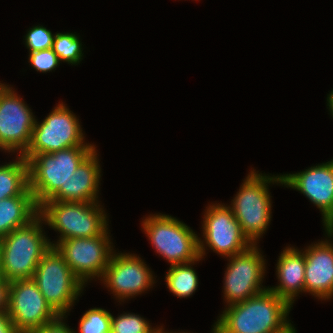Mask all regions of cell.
Segmentation results:
<instances>
[{
    "label": "cell",
    "instance_id": "e0dca14e",
    "mask_svg": "<svg viewBox=\"0 0 333 333\" xmlns=\"http://www.w3.org/2000/svg\"><path fill=\"white\" fill-rule=\"evenodd\" d=\"M100 167L95 149L79 164L66 183V189H59L47 201L95 202Z\"/></svg>",
    "mask_w": 333,
    "mask_h": 333
},
{
    "label": "cell",
    "instance_id": "7c38bea8",
    "mask_svg": "<svg viewBox=\"0 0 333 333\" xmlns=\"http://www.w3.org/2000/svg\"><path fill=\"white\" fill-rule=\"evenodd\" d=\"M262 258L256 244L231 257L224 279V296L229 305L243 302L266 290L260 287L265 268Z\"/></svg>",
    "mask_w": 333,
    "mask_h": 333
},
{
    "label": "cell",
    "instance_id": "8fae6325",
    "mask_svg": "<svg viewBox=\"0 0 333 333\" xmlns=\"http://www.w3.org/2000/svg\"><path fill=\"white\" fill-rule=\"evenodd\" d=\"M35 121L28 106L11 88L0 83V148L21 149L22 156L30 145Z\"/></svg>",
    "mask_w": 333,
    "mask_h": 333
},
{
    "label": "cell",
    "instance_id": "2e32d148",
    "mask_svg": "<svg viewBox=\"0 0 333 333\" xmlns=\"http://www.w3.org/2000/svg\"><path fill=\"white\" fill-rule=\"evenodd\" d=\"M333 244L320 242L306 249L304 292L328 299L333 295Z\"/></svg>",
    "mask_w": 333,
    "mask_h": 333
},
{
    "label": "cell",
    "instance_id": "6da1fadb",
    "mask_svg": "<svg viewBox=\"0 0 333 333\" xmlns=\"http://www.w3.org/2000/svg\"><path fill=\"white\" fill-rule=\"evenodd\" d=\"M291 305L269 287L243 302L229 305L217 323L228 333H280L289 324Z\"/></svg>",
    "mask_w": 333,
    "mask_h": 333
},
{
    "label": "cell",
    "instance_id": "52a82bcc",
    "mask_svg": "<svg viewBox=\"0 0 333 333\" xmlns=\"http://www.w3.org/2000/svg\"><path fill=\"white\" fill-rule=\"evenodd\" d=\"M32 279L46 301L59 315L63 316L84 285L74 275L63 256L52 246L42 256Z\"/></svg>",
    "mask_w": 333,
    "mask_h": 333
},
{
    "label": "cell",
    "instance_id": "7a4b0ae2",
    "mask_svg": "<svg viewBox=\"0 0 333 333\" xmlns=\"http://www.w3.org/2000/svg\"><path fill=\"white\" fill-rule=\"evenodd\" d=\"M41 220L38 215L0 239V275L8 283L33 278L39 261L50 249L52 243L42 234Z\"/></svg>",
    "mask_w": 333,
    "mask_h": 333
},
{
    "label": "cell",
    "instance_id": "277c9868",
    "mask_svg": "<svg viewBox=\"0 0 333 333\" xmlns=\"http://www.w3.org/2000/svg\"><path fill=\"white\" fill-rule=\"evenodd\" d=\"M97 202L45 201L39 206L42 220L61 233L60 240L91 238L107 228L106 215Z\"/></svg>",
    "mask_w": 333,
    "mask_h": 333
},
{
    "label": "cell",
    "instance_id": "484cf974",
    "mask_svg": "<svg viewBox=\"0 0 333 333\" xmlns=\"http://www.w3.org/2000/svg\"><path fill=\"white\" fill-rule=\"evenodd\" d=\"M29 62L40 72L54 70L59 64L58 56L53 52L52 48L30 52Z\"/></svg>",
    "mask_w": 333,
    "mask_h": 333
},
{
    "label": "cell",
    "instance_id": "d6986e66",
    "mask_svg": "<svg viewBox=\"0 0 333 333\" xmlns=\"http://www.w3.org/2000/svg\"><path fill=\"white\" fill-rule=\"evenodd\" d=\"M39 215L34 195H19L0 200V239L16 228L28 225Z\"/></svg>",
    "mask_w": 333,
    "mask_h": 333
},
{
    "label": "cell",
    "instance_id": "4fadbf2b",
    "mask_svg": "<svg viewBox=\"0 0 333 333\" xmlns=\"http://www.w3.org/2000/svg\"><path fill=\"white\" fill-rule=\"evenodd\" d=\"M204 218L203 235L206 244L213 251L232 257L244 252L252 245L242 233L240 224L230 207L219 204L210 205Z\"/></svg>",
    "mask_w": 333,
    "mask_h": 333
},
{
    "label": "cell",
    "instance_id": "f546056e",
    "mask_svg": "<svg viewBox=\"0 0 333 333\" xmlns=\"http://www.w3.org/2000/svg\"><path fill=\"white\" fill-rule=\"evenodd\" d=\"M327 100H328V105H329L330 112L333 115V91H331Z\"/></svg>",
    "mask_w": 333,
    "mask_h": 333
},
{
    "label": "cell",
    "instance_id": "4dcf8cb0",
    "mask_svg": "<svg viewBox=\"0 0 333 333\" xmlns=\"http://www.w3.org/2000/svg\"><path fill=\"white\" fill-rule=\"evenodd\" d=\"M213 333H228L217 322L214 325Z\"/></svg>",
    "mask_w": 333,
    "mask_h": 333
},
{
    "label": "cell",
    "instance_id": "9c48e42d",
    "mask_svg": "<svg viewBox=\"0 0 333 333\" xmlns=\"http://www.w3.org/2000/svg\"><path fill=\"white\" fill-rule=\"evenodd\" d=\"M79 121L62 103L46 117L41 124L35 121L30 145L23 157L40 153H53L83 144V133Z\"/></svg>",
    "mask_w": 333,
    "mask_h": 333
},
{
    "label": "cell",
    "instance_id": "83f0119b",
    "mask_svg": "<svg viewBox=\"0 0 333 333\" xmlns=\"http://www.w3.org/2000/svg\"><path fill=\"white\" fill-rule=\"evenodd\" d=\"M8 284L0 275V312H7Z\"/></svg>",
    "mask_w": 333,
    "mask_h": 333
},
{
    "label": "cell",
    "instance_id": "ffe728a7",
    "mask_svg": "<svg viewBox=\"0 0 333 333\" xmlns=\"http://www.w3.org/2000/svg\"><path fill=\"white\" fill-rule=\"evenodd\" d=\"M19 195H33L29 189L28 162L23 156L0 166V200Z\"/></svg>",
    "mask_w": 333,
    "mask_h": 333
},
{
    "label": "cell",
    "instance_id": "d6a6232c",
    "mask_svg": "<svg viewBox=\"0 0 333 333\" xmlns=\"http://www.w3.org/2000/svg\"><path fill=\"white\" fill-rule=\"evenodd\" d=\"M154 333H165V332H163L162 329L160 328V329H157V330L155 329Z\"/></svg>",
    "mask_w": 333,
    "mask_h": 333
},
{
    "label": "cell",
    "instance_id": "8992f818",
    "mask_svg": "<svg viewBox=\"0 0 333 333\" xmlns=\"http://www.w3.org/2000/svg\"><path fill=\"white\" fill-rule=\"evenodd\" d=\"M274 181L283 184L281 175L270 177L251 171L232 202L234 217L252 244L256 243L270 222L271 200L266 183Z\"/></svg>",
    "mask_w": 333,
    "mask_h": 333
},
{
    "label": "cell",
    "instance_id": "d4e9b609",
    "mask_svg": "<svg viewBox=\"0 0 333 333\" xmlns=\"http://www.w3.org/2000/svg\"><path fill=\"white\" fill-rule=\"evenodd\" d=\"M26 45L30 52L45 50L52 48L54 36L50 30L43 26H35L28 31L26 37Z\"/></svg>",
    "mask_w": 333,
    "mask_h": 333
},
{
    "label": "cell",
    "instance_id": "3957f363",
    "mask_svg": "<svg viewBox=\"0 0 333 333\" xmlns=\"http://www.w3.org/2000/svg\"><path fill=\"white\" fill-rule=\"evenodd\" d=\"M94 149V146H76L24 157L28 162L29 189L36 204L40 206L59 189H66L67 181Z\"/></svg>",
    "mask_w": 333,
    "mask_h": 333
},
{
    "label": "cell",
    "instance_id": "5bb4252c",
    "mask_svg": "<svg viewBox=\"0 0 333 333\" xmlns=\"http://www.w3.org/2000/svg\"><path fill=\"white\" fill-rule=\"evenodd\" d=\"M284 185L301 191L322 211L328 236L333 235V160L296 174L282 175Z\"/></svg>",
    "mask_w": 333,
    "mask_h": 333
},
{
    "label": "cell",
    "instance_id": "f1b7e54d",
    "mask_svg": "<svg viewBox=\"0 0 333 333\" xmlns=\"http://www.w3.org/2000/svg\"><path fill=\"white\" fill-rule=\"evenodd\" d=\"M0 333H18L7 312H0Z\"/></svg>",
    "mask_w": 333,
    "mask_h": 333
},
{
    "label": "cell",
    "instance_id": "7402d4cb",
    "mask_svg": "<svg viewBox=\"0 0 333 333\" xmlns=\"http://www.w3.org/2000/svg\"><path fill=\"white\" fill-rule=\"evenodd\" d=\"M79 38L72 33H57L54 35L53 52L59 61L77 64L81 60L82 50Z\"/></svg>",
    "mask_w": 333,
    "mask_h": 333
},
{
    "label": "cell",
    "instance_id": "1f68e13d",
    "mask_svg": "<svg viewBox=\"0 0 333 333\" xmlns=\"http://www.w3.org/2000/svg\"><path fill=\"white\" fill-rule=\"evenodd\" d=\"M280 333H296L295 329L291 324H289L282 332Z\"/></svg>",
    "mask_w": 333,
    "mask_h": 333
},
{
    "label": "cell",
    "instance_id": "cb8c5ba5",
    "mask_svg": "<svg viewBox=\"0 0 333 333\" xmlns=\"http://www.w3.org/2000/svg\"><path fill=\"white\" fill-rule=\"evenodd\" d=\"M155 329L139 315L123 314L117 318L111 315V333H154Z\"/></svg>",
    "mask_w": 333,
    "mask_h": 333
},
{
    "label": "cell",
    "instance_id": "4316f807",
    "mask_svg": "<svg viewBox=\"0 0 333 333\" xmlns=\"http://www.w3.org/2000/svg\"><path fill=\"white\" fill-rule=\"evenodd\" d=\"M63 315H59L55 320L34 329L31 333H75L61 322Z\"/></svg>",
    "mask_w": 333,
    "mask_h": 333
},
{
    "label": "cell",
    "instance_id": "603a6c76",
    "mask_svg": "<svg viewBox=\"0 0 333 333\" xmlns=\"http://www.w3.org/2000/svg\"><path fill=\"white\" fill-rule=\"evenodd\" d=\"M80 333H111V313L102 308H93L82 316Z\"/></svg>",
    "mask_w": 333,
    "mask_h": 333
},
{
    "label": "cell",
    "instance_id": "9a60e30c",
    "mask_svg": "<svg viewBox=\"0 0 333 333\" xmlns=\"http://www.w3.org/2000/svg\"><path fill=\"white\" fill-rule=\"evenodd\" d=\"M146 264L134 255L112 254L103 278L119 299L141 294L154 283Z\"/></svg>",
    "mask_w": 333,
    "mask_h": 333
},
{
    "label": "cell",
    "instance_id": "ba28073f",
    "mask_svg": "<svg viewBox=\"0 0 333 333\" xmlns=\"http://www.w3.org/2000/svg\"><path fill=\"white\" fill-rule=\"evenodd\" d=\"M7 314L18 333H31L59 316L32 278L9 282Z\"/></svg>",
    "mask_w": 333,
    "mask_h": 333
},
{
    "label": "cell",
    "instance_id": "5b68a950",
    "mask_svg": "<svg viewBox=\"0 0 333 333\" xmlns=\"http://www.w3.org/2000/svg\"><path fill=\"white\" fill-rule=\"evenodd\" d=\"M142 225L157 253L171 265L198 261L205 254L204 244L198 236L169 215L150 216Z\"/></svg>",
    "mask_w": 333,
    "mask_h": 333
},
{
    "label": "cell",
    "instance_id": "ac0fdd59",
    "mask_svg": "<svg viewBox=\"0 0 333 333\" xmlns=\"http://www.w3.org/2000/svg\"><path fill=\"white\" fill-rule=\"evenodd\" d=\"M277 274L280 285L269 288L279 297L284 298L290 305L294 297L304 291L305 255L295 248L287 247L279 256ZM299 291V292H298Z\"/></svg>",
    "mask_w": 333,
    "mask_h": 333
},
{
    "label": "cell",
    "instance_id": "30bf717a",
    "mask_svg": "<svg viewBox=\"0 0 333 333\" xmlns=\"http://www.w3.org/2000/svg\"><path fill=\"white\" fill-rule=\"evenodd\" d=\"M107 229L91 238H70L51 244L63 256L74 275L84 284L91 276L103 277L112 256Z\"/></svg>",
    "mask_w": 333,
    "mask_h": 333
},
{
    "label": "cell",
    "instance_id": "44dd1931",
    "mask_svg": "<svg viewBox=\"0 0 333 333\" xmlns=\"http://www.w3.org/2000/svg\"><path fill=\"white\" fill-rule=\"evenodd\" d=\"M192 263L194 262L171 265L166 275L169 290L180 298L190 296L197 289L198 277L195 270L189 266Z\"/></svg>",
    "mask_w": 333,
    "mask_h": 333
}]
</instances>
